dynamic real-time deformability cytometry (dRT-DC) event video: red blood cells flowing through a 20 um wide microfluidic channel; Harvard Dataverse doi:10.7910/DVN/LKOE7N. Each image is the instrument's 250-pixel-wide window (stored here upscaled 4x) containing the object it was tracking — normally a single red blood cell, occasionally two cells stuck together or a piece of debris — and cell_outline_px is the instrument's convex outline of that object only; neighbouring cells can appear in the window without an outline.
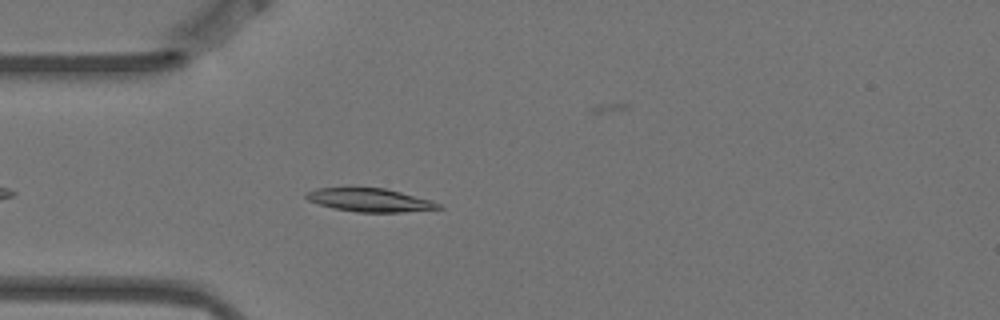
{"species": "Egyptian fruit bat (a non-hibernating species)", "species_latin": "Rousettus aegyptiacus", "temperature_condition": "warm", "stored_images_in_passage": 5, "camera_frame_rate_fps": 3000, "um_per_image_px": 0.085, "animal": {"sex": "female"}, "frame": {"image": 1, "passage_image": 4, "time_ms": 1.0, "image_size_px": [1000, 320], "cell_outline_px": [[444, 208], [400, 212], [356, 212], [332, 208], [308, 200], [304, 196], [308, 192], [316, 188], [384, 188], [432, 200], [440, 204]], "centroid_in_image_um": [31.45, 17.01], "position_along_channel_um": 53.6, "area_um2": 17.8}}